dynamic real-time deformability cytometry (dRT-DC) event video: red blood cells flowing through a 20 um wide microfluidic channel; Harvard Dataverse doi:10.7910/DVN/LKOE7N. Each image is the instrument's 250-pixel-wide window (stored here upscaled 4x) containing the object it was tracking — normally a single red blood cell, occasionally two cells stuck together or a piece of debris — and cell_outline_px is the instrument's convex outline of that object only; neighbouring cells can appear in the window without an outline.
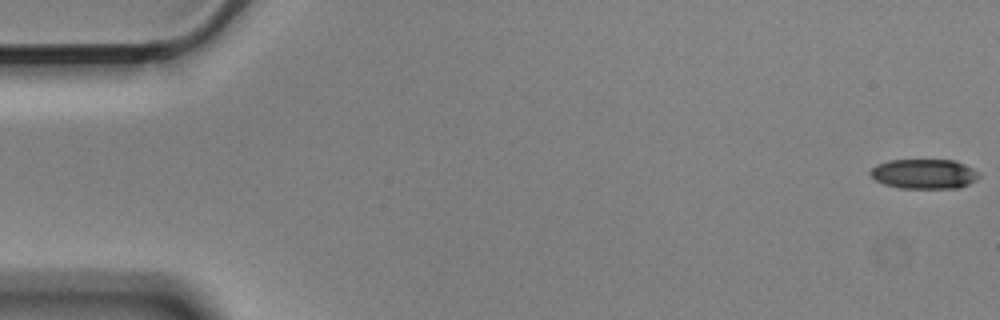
{"species": "Egyptian fruit bat (a non-hibernating species)", "species_latin": "Rousettus aegyptiacus", "temperature_condition": "cold", "stored_images_in_passage": 56, "camera_frame_rate_fps": 3000, "um_per_image_px": 0.085, "animal": {"sex": "male"}, "frame": {"image": 1, "passage_image": 1, "time_ms": 0.0, "image_size_px": [1000, 320], "cell_outline_px": [[980, 176], [976, 180], [960, 188], [900, 188], [884, 184], [876, 180], [868, 172], [876, 164], [888, 160], [956, 160], [980, 172]], "centroid_in_image_um": [78.56, 14.78], "position_along_channel_um": 6.4, "area_um2": 18.96}}
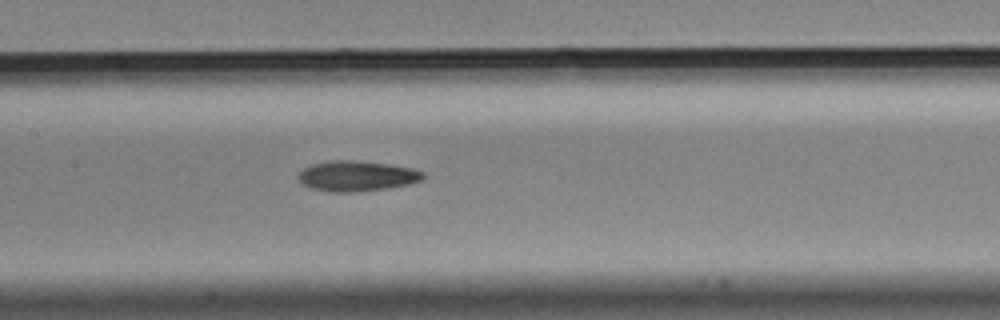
{"frame": {"image": 2, "passage_image": 27, "time_ms": 8.667, "image_size_px": [1000, 320], "cell_outline_px": [[424, 180], [408, 184], [388, 188], [352, 192], [328, 192], [312, 188], [300, 184], [296, 176], [304, 168], [312, 164], [328, 160], [352, 160], [388, 164], [412, 168], [424, 172]], "centroid_in_image_um": [30.3, 14.96], "position_along_channel_um": 177.1, "area_um2": 22.25}}
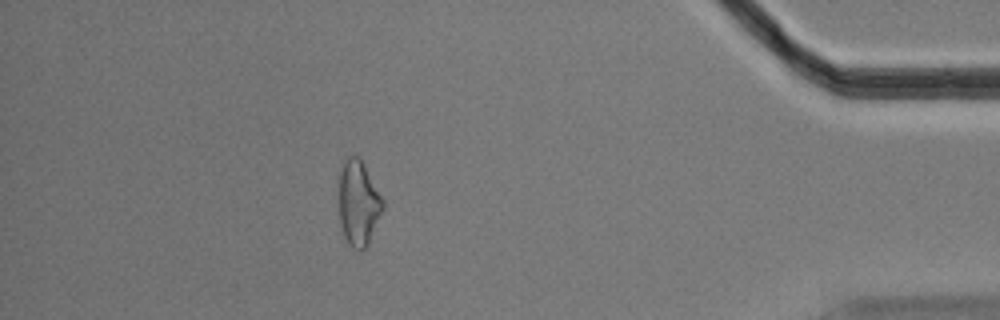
{"frame": {"image": 3, "passage_image": 50, "time_ms": 16.333, "image_size_px": [1000, 320], "cell_outline_px": [[384, 208], [368, 244], [360, 252], [356, 252], [348, 244], [344, 236], [340, 224], [336, 180], [336, 172], [344, 160], [348, 156], [356, 156], [364, 164], [384, 200]], "centroid_in_image_um": [30.4, 17.24], "position_along_channel_um": 404.8, "area_um2": 22.77}, "authors_computed_cell_mechanics": {"area_um2": 21.1259, "velocity_mm_per_s": 3.5863, "shape_relaxation_time_tau1_ms": 8.395, "shape_relaxation_time_tau2_ms": 9.3559, "deformation_change_tau1": 0.1623, "deformation_change_tau2": 0.2335}}